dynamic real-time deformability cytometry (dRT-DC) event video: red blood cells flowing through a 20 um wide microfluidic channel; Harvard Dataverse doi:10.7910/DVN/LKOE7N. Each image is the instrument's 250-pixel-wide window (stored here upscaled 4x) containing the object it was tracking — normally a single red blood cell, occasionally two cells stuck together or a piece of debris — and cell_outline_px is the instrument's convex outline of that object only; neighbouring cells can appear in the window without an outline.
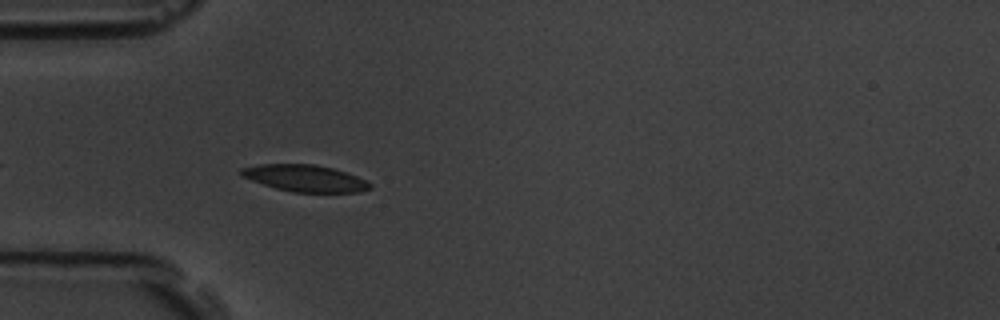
{"species": "common noctule bat (a hibernating species)", "species_latin": "Nyctalus noctula", "temperature_condition": "room temperature", "stored_images_in_passage": 4, "camera_frame_rate_fps": 3000, "um_per_image_px": 0.085, "animal": {"sex": "male", "body_mass_g": 19.5, "forearm_length_mm": 54.6}, "frame": {"image": 1, "passage_image": 4, "time_ms": 3.667, "image_size_px": [1000, 320], "cell_outline_px": [[372, 188], [360, 192], [292, 192], [276, 188], [240, 176], [240, 168], [260, 164], [316, 164], [332, 168], [368, 180], [372, 184]], "centroid_in_image_um": [25.94, 15.15], "position_along_channel_um": 59.1, "area_um2": 20.06}}